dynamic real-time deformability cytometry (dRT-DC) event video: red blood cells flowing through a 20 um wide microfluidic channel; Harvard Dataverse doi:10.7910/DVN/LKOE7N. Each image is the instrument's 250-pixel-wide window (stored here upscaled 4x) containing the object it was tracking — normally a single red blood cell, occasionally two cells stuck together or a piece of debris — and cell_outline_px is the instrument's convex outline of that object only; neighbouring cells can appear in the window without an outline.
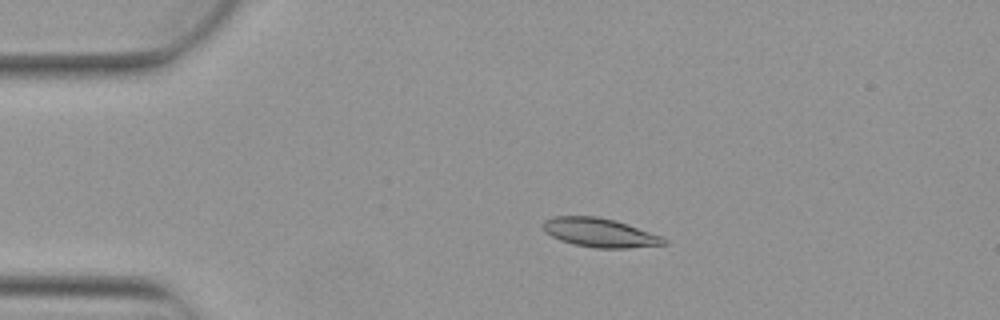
{"species": "Egyptian fruit bat (a non-hibernating species)", "species_latin": "Rousettus aegyptiacus", "temperature_condition": "warm", "stored_images_in_passage": 3, "camera_frame_rate_fps": 3000, "um_per_image_px": 0.085, "animal": {"sex": "female"}, "frame": {"image": 1, "passage_image": 2, "time_ms": 0.333, "image_size_px": [1000, 320], "cell_outline_px": [[668, 244], [628, 248], [596, 248], [576, 244], [560, 240], [552, 236], [544, 228], [544, 220], [552, 216], [596, 216], [628, 224], [660, 236], [668, 240]], "centroid_in_image_um": [51.0, 19.77], "position_along_channel_um": 34.0, "area_um2": 20.06}}